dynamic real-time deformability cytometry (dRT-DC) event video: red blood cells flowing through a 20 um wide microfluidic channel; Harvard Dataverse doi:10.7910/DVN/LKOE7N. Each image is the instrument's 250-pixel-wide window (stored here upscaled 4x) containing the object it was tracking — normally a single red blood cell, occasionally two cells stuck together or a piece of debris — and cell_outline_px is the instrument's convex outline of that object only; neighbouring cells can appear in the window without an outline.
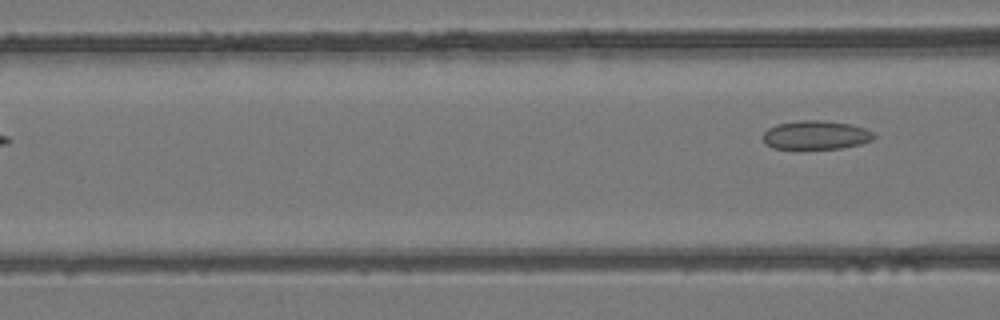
{"species": "common noctule bat (a hibernating species)", "species_latin": "Nyctalus noctula", "temperature_condition": "room temperature", "stored_images_in_passage": 3, "camera_frame_rate_fps": 3000, "um_per_image_px": 0.085, "animal": {"sex": "female", "body_mass_g": 24.6, "forearm_length_mm": 56.2}, "frame": {"image": 1, "passage_image": 3, "time_ms": 2.333, "image_size_px": [1000, 320], "cell_outline_px": [[876, 136], [872, 140], [860, 144], [840, 148], [772, 148], [764, 144], [760, 136], [768, 128], [776, 124], [800, 120], [824, 120], [852, 124], [864, 128], [872, 132]], "centroid_in_image_um": [69.3, 11.47], "position_along_channel_um": 97.3, "area_um2": 18.73}}